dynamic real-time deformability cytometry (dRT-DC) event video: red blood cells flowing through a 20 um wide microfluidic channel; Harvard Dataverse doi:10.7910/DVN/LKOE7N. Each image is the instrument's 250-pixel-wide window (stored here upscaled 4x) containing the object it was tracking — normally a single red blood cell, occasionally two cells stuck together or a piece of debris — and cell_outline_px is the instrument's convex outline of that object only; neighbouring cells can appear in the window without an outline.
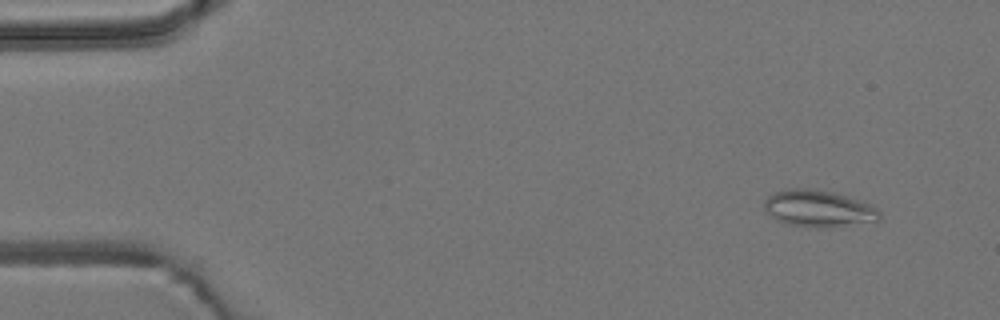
{"species": "common noctule bat (a hibernating species)", "species_latin": "Nyctalus noctula", "temperature_condition": "room temperature", "stored_images_in_passage": 50, "camera_frame_rate_fps": 3000, "um_per_image_px": 0.085, "animal": {"sex": "male", "body_mass_g": 19.2, "forearm_length_mm": 51.8}, "frame": {"image": 1, "passage_image": 1, "time_ms": 0.0, "image_size_px": [1000, 320], "cell_outline_px": [[880, 220], [824, 228], [816, 228], [792, 224], [776, 220], [764, 208], [764, 200], [772, 192], [788, 188], [816, 188], [832, 192], [872, 204], [880, 212]], "centroid_in_image_um": [69.56, 17.71], "position_along_channel_um": 15.4, "area_um2": 24.68}}
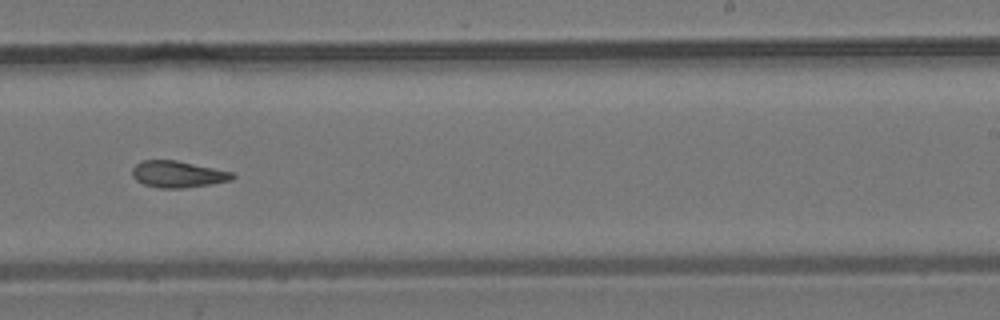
{"frame": {"image": 2, "passage_image": 30, "time_ms": 9.667, "image_size_px": [1000, 320], "cell_outline_px": [[236, 176], [232, 180], [184, 188], [160, 188], [144, 184], [136, 180], [132, 176], [132, 168], [140, 160], [176, 160], [236, 172]], "centroid_in_image_um": [15.14, 14.8], "position_along_channel_um": 273.9, "area_um2": 15.66}}
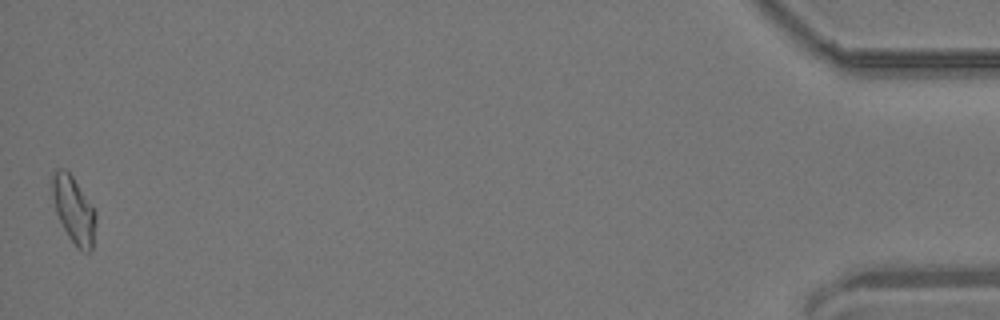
{"frame": {"image": 3, "passage_image": 50, "time_ms": 16.333, "image_size_px": [1000, 320], "cell_outline_px": [[96, 224], [92, 248], [88, 252], [84, 252], [76, 248], [68, 236], [56, 212], [52, 196], [52, 172], [56, 168], [64, 168], [72, 176], [96, 212]], "centroid_in_image_um": [6.26, 17.85], "position_along_channel_um": 428.9, "area_um2": 16.88}, "authors_computed_cell_mechanics": {"area_um2": 16.0684, "velocity_mm_per_s": 3.8002, "shape_relaxation_time_tau1_ms": null, "shape_relaxation_time_tau2_ms": 3.2847, "deformation_change_tau1": null, "deformation_change_tau2": 0.1202}}